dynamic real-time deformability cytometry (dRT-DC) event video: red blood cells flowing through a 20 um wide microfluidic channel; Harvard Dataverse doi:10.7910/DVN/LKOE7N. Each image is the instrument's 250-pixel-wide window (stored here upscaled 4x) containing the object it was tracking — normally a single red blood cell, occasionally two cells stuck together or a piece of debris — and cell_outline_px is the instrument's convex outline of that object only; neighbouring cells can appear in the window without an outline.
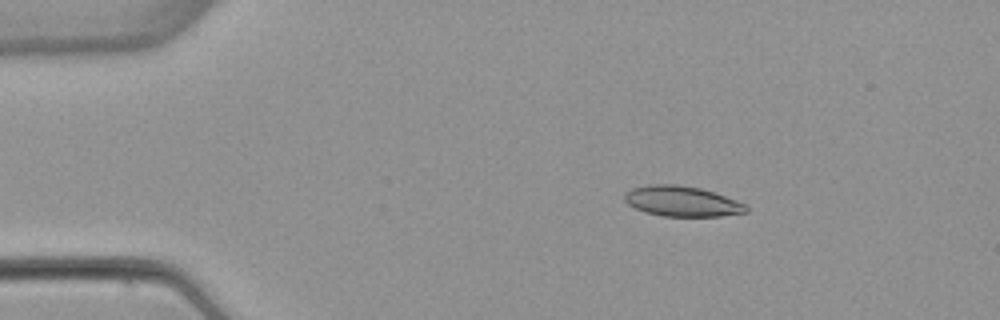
{"species": "common noctule bat (a hibernating species)", "species_latin": "Nyctalus noctula", "temperature_condition": "warm", "stored_images_in_passage": 7, "camera_frame_rate_fps": 3000, "um_per_image_px": 0.085, "animal": {"sex": "female", "body_mass_g": 22.7, "forearm_length_mm": 54.2}, "frame": {"image": 1, "passage_image": 2, "time_ms": 2.0, "image_size_px": [1000, 320], "cell_outline_px": [[748, 212], [720, 216], [664, 216], [644, 212], [628, 204], [624, 200], [624, 196], [632, 188], [648, 184], [680, 184], [700, 188], [736, 200], [744, 204], [748, 208]], "centroid_in_image_um": [57.95, 17.1], "position_along_channel_um": 27.0, "area_um2": 21.39}}
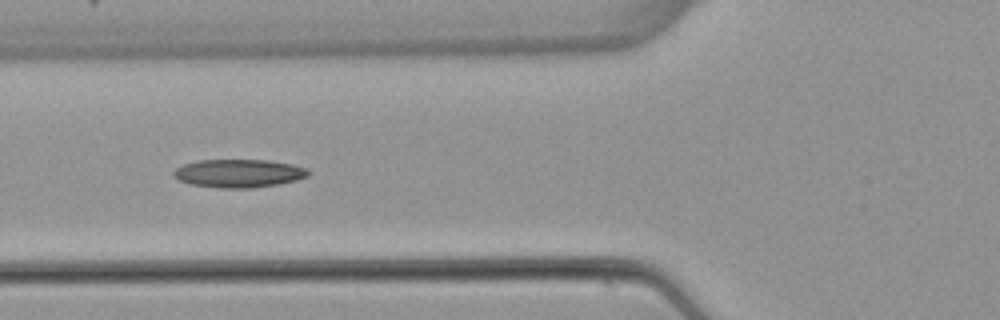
{"frame": {"image": 2, "passage_image": 5, "time_ms": 5.667, "image_size_px": [1000, 320], "cell_outline_px": [[312, 172], [308, 176], [296, 180], [276, 184], [252, 188], [220, 188], [192, 184], [180, 180], [172, 176], [172, 172], [176, 168], [184, 164], [200, 160], [268, 160], [292, 164], [308, 168]], "centroid_in_image_um": [20.32, 14.73], "position_along_channel_um": 105.5, "area_um2": 22.14}}
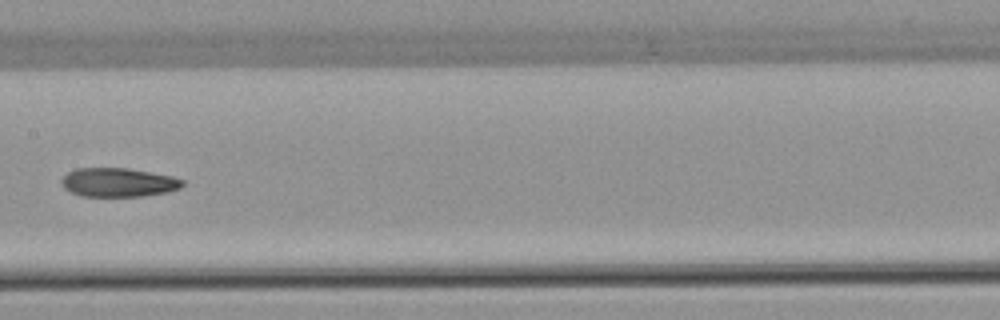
{"frame": {"image": 3, "passage_image": 7, "time_ms": 8.0, "image_size_px": [1000, 320], "cell_outline_px": [[184, 184], [180, 188], [168, 192], [140, 196], [80, 196], [64, 188], [60, 184], [60, 180], [68, 172], [76, 168], [128, 168], [172, 176], [184, 180]], "centroid_in_image_um": [10.04, 15.5], "position_along_channel_um": 197.4, "area_um2": 20.4}}